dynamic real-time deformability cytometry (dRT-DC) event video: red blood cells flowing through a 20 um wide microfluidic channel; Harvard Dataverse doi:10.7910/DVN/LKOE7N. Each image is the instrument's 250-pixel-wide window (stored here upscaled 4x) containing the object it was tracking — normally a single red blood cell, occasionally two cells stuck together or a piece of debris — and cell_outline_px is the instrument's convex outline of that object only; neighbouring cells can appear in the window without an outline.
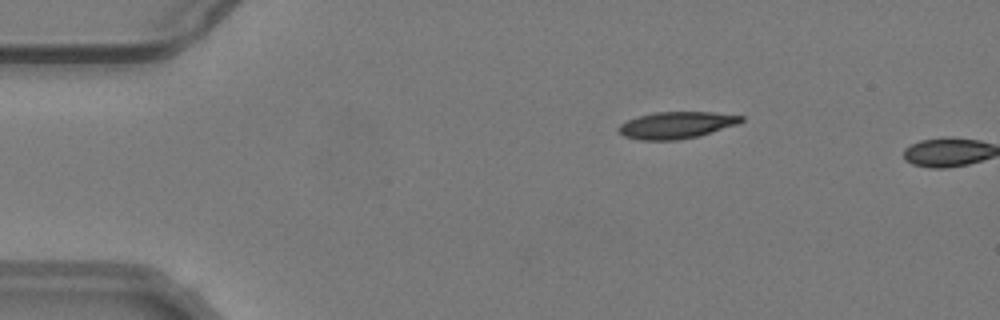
{"species": "common noctule bat (a hibernating species)", "species_latin": "Nyctalus noctula", "temperature_condition": "warm", "stored_images_in_passage": 5, "camera_frame_rate_fps": 3000, "um_per_image_px": 0.085, "animal": {"sex": "male", "body_mass_g": 19.2, "forearm_length_mm": 51.8}, "frame": {"image": 1, "passage_image": 4, "time_ms": 1.0, "image_size_px": [1000, 320], "cell_outline_px": [[744, 120], [736, 124], [700, 136], [676, 140], [640, 140], [624, 136], [616, 128], [620, 124], [628, 120], [640, 116], [656, 112], [712, 112], [744, 116]], "centroid_in_image_um": [57.49, 10.64], "position_along_channel_um": 27.5, "area_um2": 19.02}}